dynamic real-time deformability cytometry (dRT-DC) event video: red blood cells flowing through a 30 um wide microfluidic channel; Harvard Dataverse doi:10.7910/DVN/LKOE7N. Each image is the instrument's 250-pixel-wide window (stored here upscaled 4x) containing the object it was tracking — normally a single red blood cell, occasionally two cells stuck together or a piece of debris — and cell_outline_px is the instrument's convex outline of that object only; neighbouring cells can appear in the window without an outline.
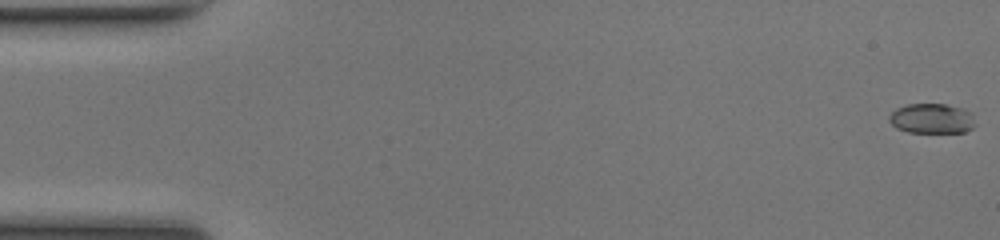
{"species": "common noctule bat (a hibernating species)", "species_latin": "Nyctalus noctula", "temperature_condition": "room temperature", "stored_images_in_passage": 50, "camera_frame_rate_fps": 3000, "um_per_image_px": 0.085, "animal": {"sex": "female", "body_mass_g": 17.0, "forearm_length_mm": 48.0}, "frame": {"image": 1, "passage_image": 1, "time_ms": 0.0, "image_size_px": [1000, 240], "cell_outline_px": [[976, 124], [972, 128], [964, 132], [908, 132], [896, 128], [888, 120], [888, 116], [896, 108], [908, 104], [948, 104], [964, 108], [972, 112]], "centroid_in_image_um": [79.23, 10.06], "position_along_channel_um": 5.8, "area_um2": 15.26}}
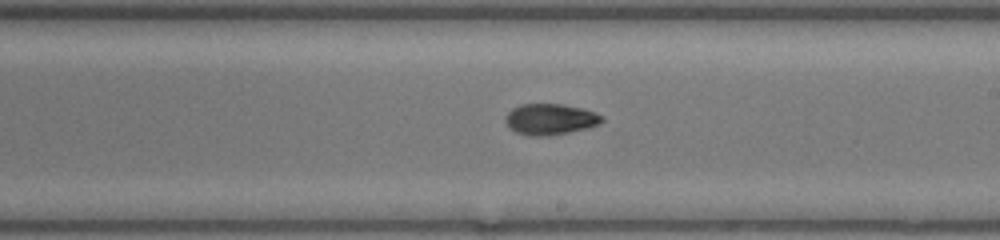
{"frame": {"image": 2, "passage_image": 29, "time_ms": 9.333, "image_size_px": [1000, 240], "cell_outline_px": [[604, 120], [600, 124], [588, 128], [568, 132], [544, 136], [536, 136], [516, 132], [504, 120], [508, 112], [512, 108], [520, 104], [564, 104], [596, 112], [604, 116]], "centroid_in_image_um": [46.81, 10.12], "position_along_channel_um": 242.2, "area_um2": 17.34}}
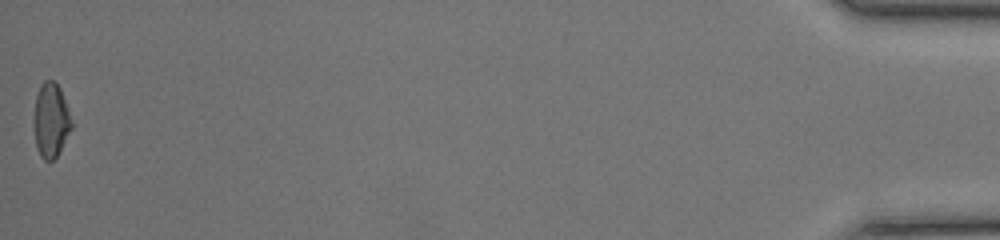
{"frame": {"image": 3, "passage_image": 50, "time_ms": 16.333, "image_size_px": [1000, 240], "cell_outline_px": [[72, 128], [56, 156], [52, 160], [44, 160], [40, 156], [36, 148], [32, 120], [36, 96], [40, 84], [44, 80], [52, 80], [60, 88], [68, 108], [72, 124]], "centroid_in_image_um": [4.29, 10.21], "position_along_channel_um": 430.9, "area_um2": 16.47}, "authors_computed_cell_mechanics": {"area_um2": 16.7042, "velocity_mm_per_s": 4.2245, "shape_relaxation_time_tau1_ms": 9.7389, "shape_relaxation_time_tau2_ms": 2.9996, "deformation_change_tau1": 0.2471, "deformation_change_tau2": 0.0774}}